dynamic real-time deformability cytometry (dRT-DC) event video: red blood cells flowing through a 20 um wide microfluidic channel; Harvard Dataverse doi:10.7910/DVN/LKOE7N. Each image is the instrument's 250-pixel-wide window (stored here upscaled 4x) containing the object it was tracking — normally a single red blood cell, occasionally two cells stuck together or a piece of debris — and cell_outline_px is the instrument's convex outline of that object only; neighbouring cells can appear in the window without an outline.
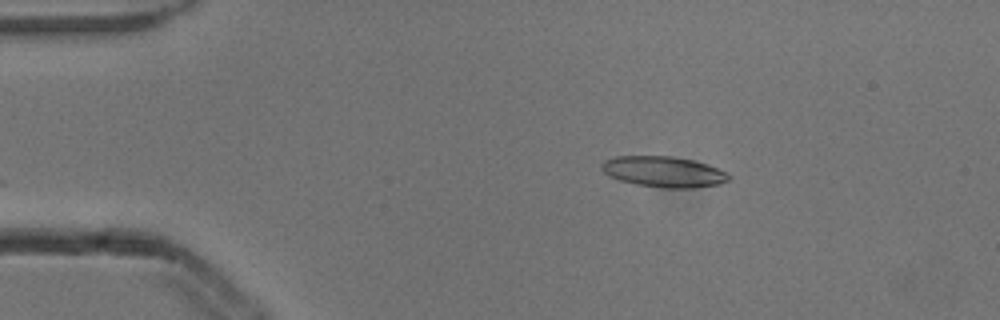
{"species": "common noctule bat (a hibernating species)", "species_latin": "Nyctalus noctula", "temperature_condition": "cold", "stored_images_in_passage": 6, "camera_frame_rate_fps": 3000, "um_per_image_px": 0.085, "animal": {"sex": "male", "body_mass_g": 13.3}, "frame": {"image": 1, "passage_image": 2, "time_ms": 0.333, "image_size_px": [1000, 320], "cell_outline_px": [[732, 176], [728, 180], [720, 184], [692, 188], [664, 188], [636, 184], [620, 180], [604, 172], [600, 168], [600, 164], [604, 160], [616, 156], [672, 156], [692, 160], [708, 164], [728, 172]], "centroid_in_image_um": [56.44, 14.59], "position_along_channel_um": 28.6, "area_um2": 22.89}}
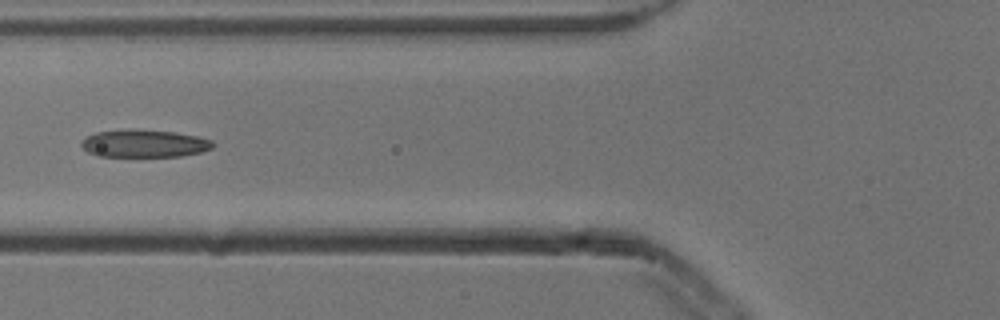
{"frame": {"image": 2, "passage_image": 5, "time_ms": 1.333, "image_size_px": [1000, 320], "cell_outline_px": [[216, 144], [212, 148], [200, 152], [180, 156], [96, 156], [88, 152], [80, 144], [80, 140], [84, 136], [96, 132], [176, 132], [196, 136], [212, 140]], "centroid_in_image_um": [12.27, 12.24], "position_along_channel_um": 113.5, "area_um2": 20.29}}
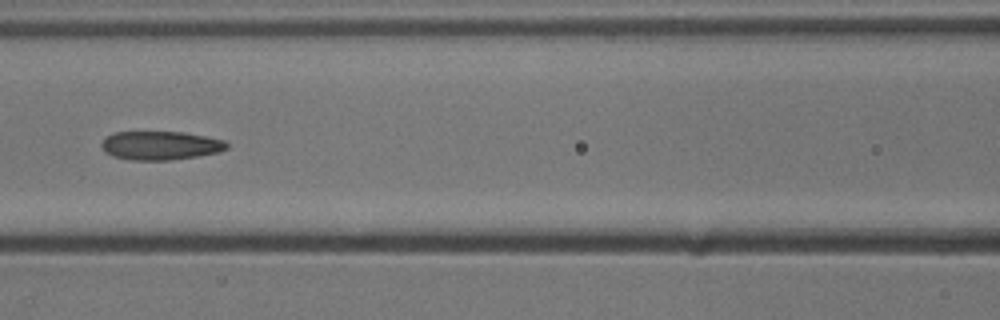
{"frame": {"image": 3, "passage_image": 6, "time_ms": 1.667, "image_size_px": [1000, 320], "cell_outline_px": [[228, 148], [220, 152], [172, 160], [132, 160], [112, 156], [104, 152], [100, 144], [112, 132], [184, 132], [224, 140], [228, 144]], "centroid_in_image_um": [13.63, 12.37], "position_along_channel_um": 153.0, "area_um2": 20.98}}